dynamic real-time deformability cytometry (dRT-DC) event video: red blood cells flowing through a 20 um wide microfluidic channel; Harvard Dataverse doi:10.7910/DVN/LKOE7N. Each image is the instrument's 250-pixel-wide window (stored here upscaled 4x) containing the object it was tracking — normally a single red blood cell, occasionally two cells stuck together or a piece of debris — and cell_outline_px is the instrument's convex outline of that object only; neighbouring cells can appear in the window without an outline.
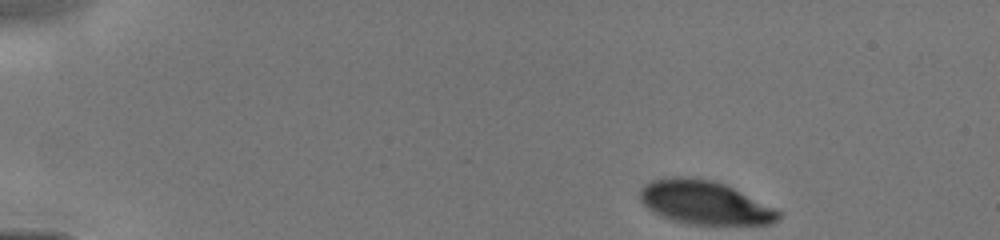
{"species": "human", "species_latin": "Homo sapiens", "temperature_condition": "cold", "stored_images_in_passage": 12, "camera_frame_rate_fps": 3000, "um_per_image_px": 0.085, "donor": {"sex": "male"}, "frame": {"image": 1, "passage_image": 1, "time_ms": 0.0, "image_size_px": [1000, 240], "cell_outline_px": [[780, 216], [772, 224], [688, 224], [672, 220], [660, 216], [652, 212], [640, 200], [640, 188], [644, 184], [652, 180], [664, 176], [684, 176], [712, 180], [724, 184], [776, 208], [780, 212]], "centroid_in_image_um": [59.84, 17.2], "position_along_channel_um": 25.2, "area_um2": 35.2}}
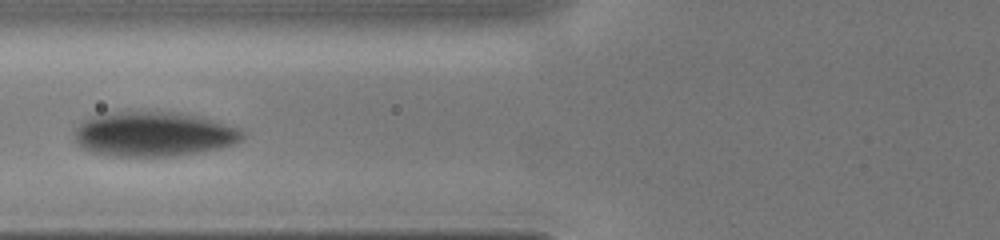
{"frame": {"image": 2, "passage_image": 9, "time_ms": 4.333, "image_size_px": [1000, 240], "cell_outline_px": [[244, 136], [236, 144], [220, 148], [176, 156], [112, 156], [88, 152], [80, 148], [76, 144], [76, 128], [84, 120], [92, 116], [116, 112], [180, 112], [204, 116], [240, 128], [244, 132]], "centroid_in_image_um": [13.09, 11.4], "position_along_channel_um": 112.7, "area_um2": 44.22}}
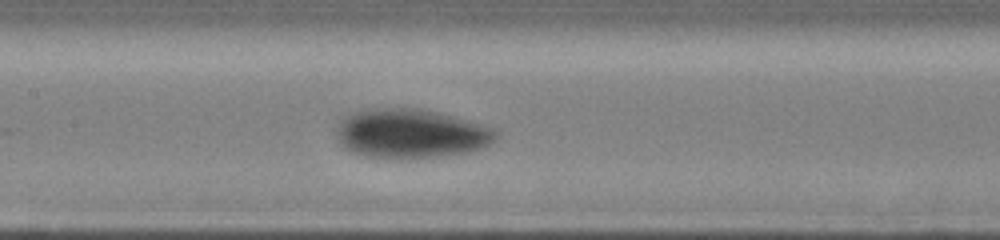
{"frame": {"image": 3, "passage_image": 12, "time_ms": 5.667, "image_size_px": [1000, 240], "cell_outline_px": [[500, 136], [496, 140], [484, 148], [464, 152], [440, 156], [368, 156], [352, 152], [344, 148], [336, 136], [336, 128], [340, 120], [344, 116], [352, 112], [368, 108], [424, 108], [440, 112], [496, 128], [500, 132]], "centroid_in_image_um": [34.96, 11.3], "position_along_channel_um": 172.4, "area_um2": 45.66}}